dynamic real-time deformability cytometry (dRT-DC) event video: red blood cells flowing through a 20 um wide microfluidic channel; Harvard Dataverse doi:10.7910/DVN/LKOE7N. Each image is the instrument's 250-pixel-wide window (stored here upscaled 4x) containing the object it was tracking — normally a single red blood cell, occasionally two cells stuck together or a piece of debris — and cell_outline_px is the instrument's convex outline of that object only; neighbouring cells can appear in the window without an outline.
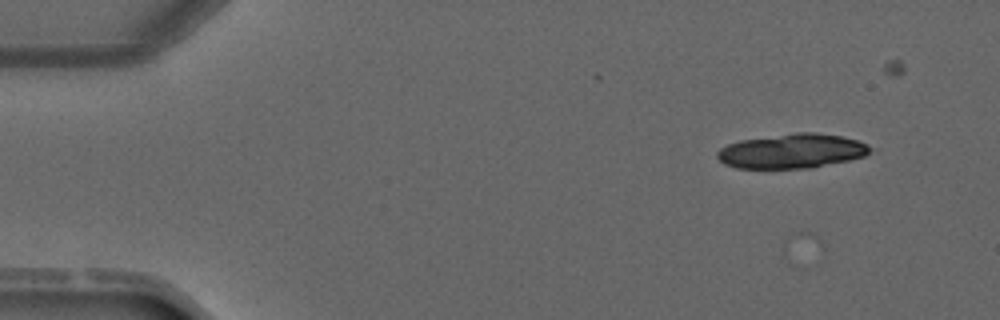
{"species": "common noctule bat (a hibernating species)", "species_latin": "Nyctalus noctula", "temperature_condition": "warm", "stored_images_in_passage": 3, "camera_frame_rate_fps": 3000, "um_per_image_px": 0.085, "animal": {"sex": "male", "forearm_length_mm": 52.5}, "frame": {"image": 1, "passage_image": 1, "time_ms": 0.0, "image_size_px": [1000, 320], "cell_outline_px": [[872, 148], [864, 156], [848, 160], [812, 168], [736, 168], [724, 164], [716, 156], [716, 152], [720, 148], [728, 144], [740, 140], [796, 132], [816, 132], [840, 136], [856, 140], [868, 144]], "centroid_in_image_um": [67.28, 12.84], "position_along_channel_um": 17.7, "area_um2": 30.69}}